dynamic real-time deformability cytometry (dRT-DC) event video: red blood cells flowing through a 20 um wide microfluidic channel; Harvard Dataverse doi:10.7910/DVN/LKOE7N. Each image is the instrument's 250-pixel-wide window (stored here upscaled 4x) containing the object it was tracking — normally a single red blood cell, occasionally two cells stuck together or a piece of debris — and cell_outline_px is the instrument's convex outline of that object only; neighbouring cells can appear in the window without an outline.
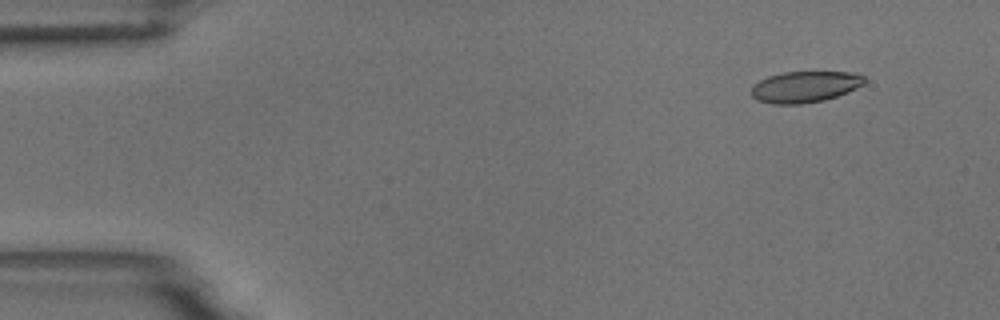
{"species": "common noctule bat (a hibernating species)", "species_latin": "Nyctalus noctula", "temperature_condition": "room temperature", "stored_images_in_passage": 5, "camera_frame_rate_fps": 3000, "um_per_image_px": 0.085, "animal": {"sex": "male", "body_mass_g": 18.8}, "frame": {"image": 1, "passage_image": 2, "time_ms": 1.333, "image_size_px": [1000, 320], "cell_outline_px": [[864, 84], [848, 92], [824, 100], [800, 104], [772, 104], [756, 100], [752, 96], [752, 88], [760, 80], [768, 76], [784, 72], [848, 72], [864, 76]], "centroid_in_image_um": [68.4, 7.38], "position_along_channel_um": 16.6, "area_um2": 20.4}}
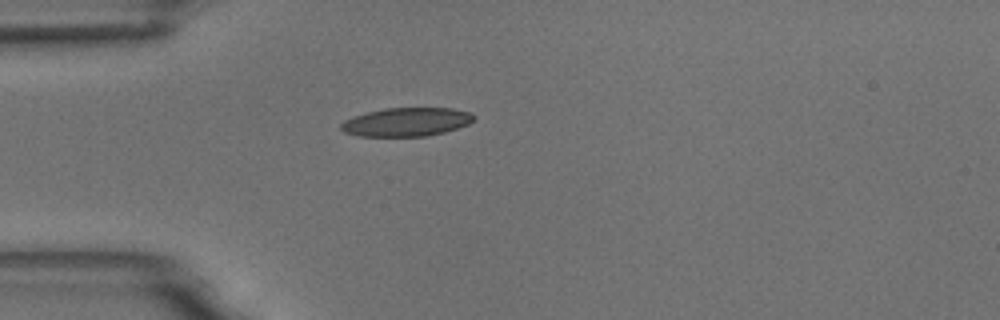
{"frame": {"image": 2, "passage_image": 4, "time_ms": 4.667, "image_size_px": [1000, 320], "cell_outline_px": [[476, 116], [468, 124], [444, 132], [428, 136], [360, 136], [344, 132], [340, 128], [340, 124], [344, 120], [368, 112], [384, 108], [452, 108], [468, 112]], "centroid_in_image_um": [34.54, 10.37], "position_along_channel_um": 50.5, "area_um2": 21.96}}